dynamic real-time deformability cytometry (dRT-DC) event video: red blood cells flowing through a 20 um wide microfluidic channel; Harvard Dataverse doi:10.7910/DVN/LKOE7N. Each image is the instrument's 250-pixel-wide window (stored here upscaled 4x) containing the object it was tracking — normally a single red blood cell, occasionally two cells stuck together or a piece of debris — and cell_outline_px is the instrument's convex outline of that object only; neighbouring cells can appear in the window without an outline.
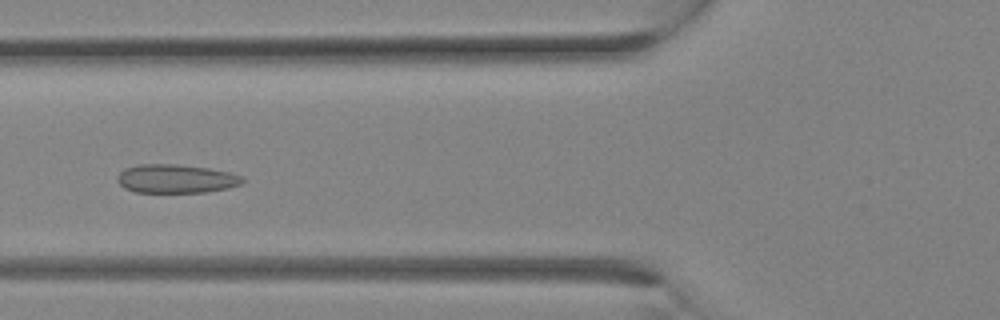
{"species": "Egyptian fruit bat (a non-hibernating species)", "species_latin": "Rousettus aegyptiacus", "temperature_condition": "room temperature", "stored_images_in_passage": 13, "camera_frame_rate_fps": 3000, "um_per_image_px": 0.085, "animal": {"sex": "female"}, "frame": {"image": 1, "passage_image": 10, "time_ms": 3.0, "image_size_px": [1000, 320], "cell_outline_px": [[248, 180], [240, 184], [228, 188], [208, 192], [136, 192], [124, 188], [116, 180], [116, 176], [124, 168], [136, 164], [176, 164], [208, 168], [228, 172], [244, 176]], "centroid_in_image_um": [14.96, 15.19], "position_along_channel_um": 110.8, "area_um2": 21.15}}
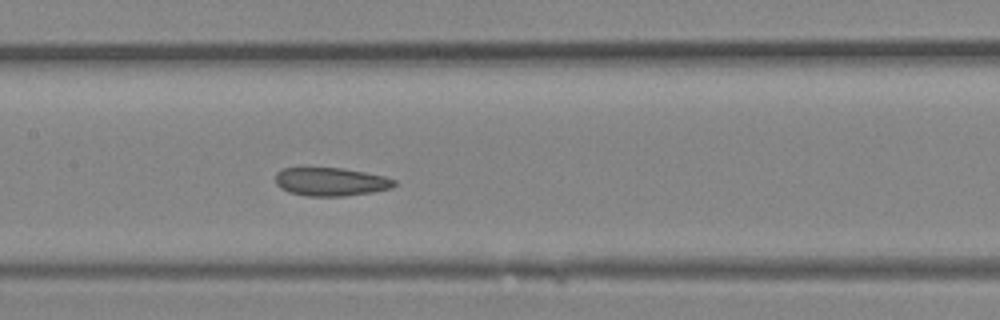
{"frame": {"image": 2, "passage_image": 13, "time_ms": 4.0, "image_size_px": [1000, 320], "cell_outline_px": [[396, 184], [392, 188], [372, 192], [344, 196], [304, 196], [288, 192], [280, 188], [276, 184], [276, 172], [284, 168], [340, 168], [364, 172], [384, 176], [396, 180]], "centroid_in_image_um": [28.11, 15.46], "position_along_channel_um": 179.3, "area_um2": 19.65}}